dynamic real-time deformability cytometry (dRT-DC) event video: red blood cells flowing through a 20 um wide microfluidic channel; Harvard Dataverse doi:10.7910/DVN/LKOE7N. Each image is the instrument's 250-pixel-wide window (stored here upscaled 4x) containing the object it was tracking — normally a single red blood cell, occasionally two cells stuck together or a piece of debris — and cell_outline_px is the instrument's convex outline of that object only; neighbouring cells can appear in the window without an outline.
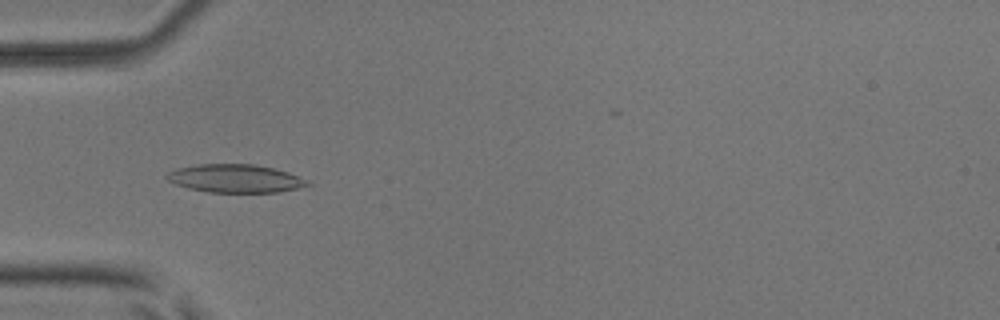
{"species": "common noctule bat (a hibernating species)", "species_latin": "Nyctalus noctula", "temperature_condition": "room temperature", "stored_images_in_passage": 38, "camera_frame_rate_fps": 3000, "um_per_image_px": 0.085, "animal": {"sex": "male", "body_mass_g": 17.9, "forearm_length_mm": 54.2}, "frame": {"image": 1, "passage_image": 8, "time_ms": 2.333, "image_size_px": [1000, 320], "cell_outline_px": [[312, 184], [280, 192], [208, 192], [188, 188], [176, 184], [168, 180], [164, 176], [168, 172], [176, 168], [196, 164], [252, 164], [272, 168], [288, 172], [308, 180]], "centroid_in_image_um": [19.97, 15.17], "position_along_channel_um": 65.0, "area_um2": 23.06}}
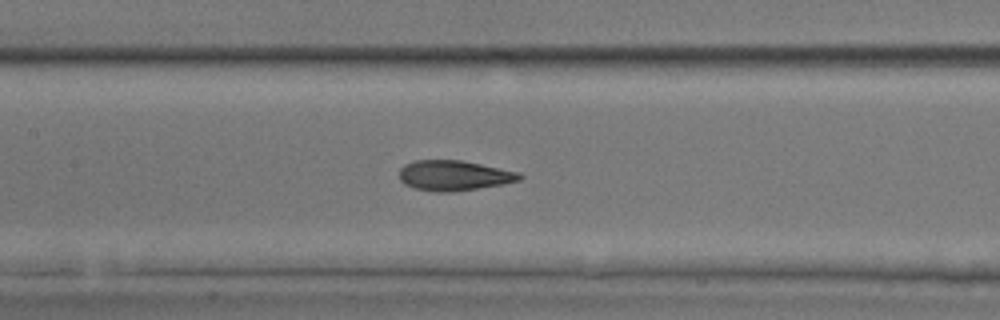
{"frame": {"image": 2, "passage_image": 16, "time_ms": 5.0, "image_size_px": [1000, 320], "cell_outline_px": [[524, 176], [520, 180], [504, 184], [452, 192], [436, 192], [416, 188], [404, 184], [400, 180], [400, 168], [404, 164], [416, 160], [460, 160], [520, 172]], "centroid_in_image_um": [38.6, 14.92], "position_along_channel_um": 168.8, "area_um2": 21.15}}
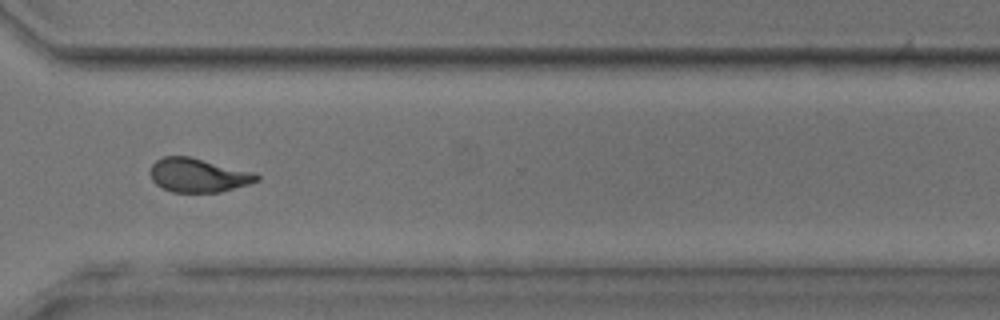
{"frame": {"image": 3, "passage_image": 30, "time_ms": 9.667, "image_size_px": [1000, 320], "cell_outline_px": [[260, 180], [248, 184], [220, 192], [172, 192], [156, 184], [152, 180], [148, 172], [152, 164], [156, 160], [164, 156], [188, 156], [256, 172], [260, 176]], "centroid_in_image_um": [16.85, 14.89], "position_along_channel_um": 353.8, "area_um2": 21.15}, "authors_computed_cell_mechanics": {"area_um2": 21.2126, "velocity_mm_per_s": 3.957, "shape_relaxation_time_tau1_ms": 3.9959, "shape_relaxation_time_tau2_ms": 1.5227, "deformation_change_tau1": 0.1607, "deformation_change_tau2": 0.0744}}